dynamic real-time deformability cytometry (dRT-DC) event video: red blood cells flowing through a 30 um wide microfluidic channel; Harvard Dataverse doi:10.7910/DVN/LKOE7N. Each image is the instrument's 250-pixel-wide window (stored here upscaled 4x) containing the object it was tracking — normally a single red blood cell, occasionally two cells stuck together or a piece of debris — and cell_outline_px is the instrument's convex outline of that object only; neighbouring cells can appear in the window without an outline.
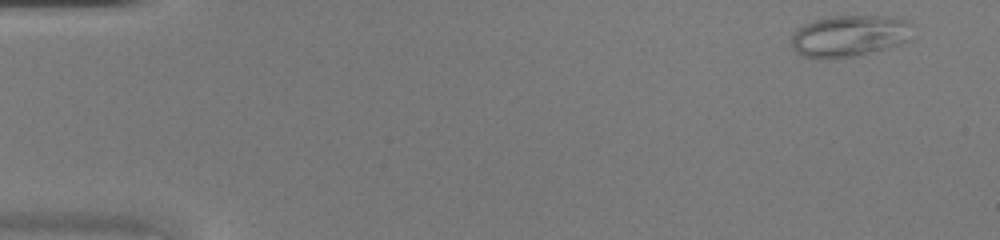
{"species": "common noctule bat (a hibernating species)", "species_latin": "Nyctalus noctula", "temperature_condition": "warm", "stored_images_in_passage": 46, "camera_frame_rate_fps": 3000, "um_per_image_px": 0.085, "animal": {"sex": "female", "body_mass_g": 20.0, "forearm_length_mm": 54.0}, "frame": {"image": 1, "passage_image": 2, "time_ms": 0.333, "image_size_px": [1000, 240], "cell_outline_px": [[912, 24], [908, 40], [900, 44], [876, 52], [828, 60], [816, 60], [804, 56], [796, 52], [792, 48], [792, 36], [796, 28], [812, 20], [828, 16], [892, 16], [908, 20]], "centroid_in_image_um": [72.17, 3.06], "position_along_channel_um": 12.8, "area_um2": 30.0}}
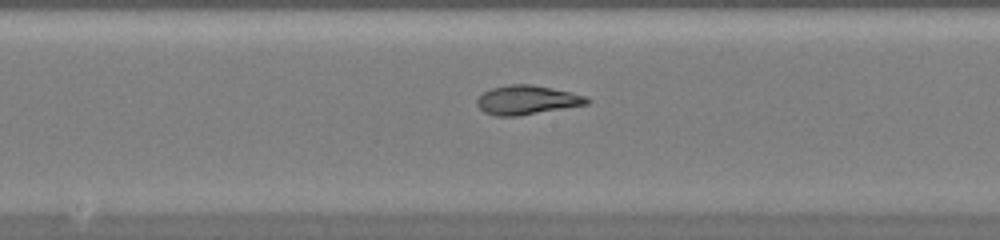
{"frame": {"image": 2, "passage_image": 24, "time_ms": 7.667, "image_size_px": [1000, 240], "cell_outline_px": [[592, 100], [588, 104], [516, 116], [496, 116], [484, 112], [476, 104], [476, 100], [484, 92], [492, 88], [508, 84], [532, 84], [552, 88], [584, 96]], "centroid_in_image_um": [44.76, 8.49], "position_along_channel_um": 203.4, "area_um2": 18.44}}
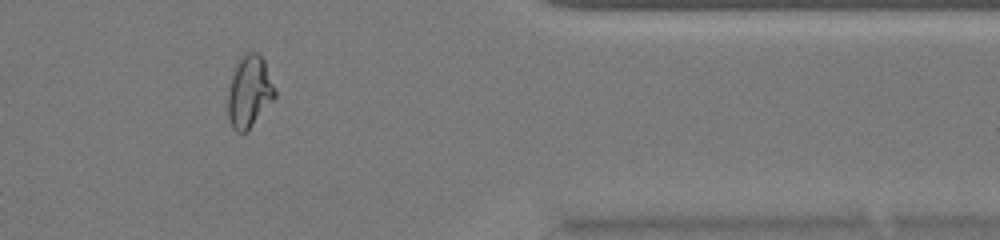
{"frame": {"image": 3, "passage_image": 38, "time_ms": 12.333, "image_size_px": [1000, 240], "cell_outline_px": [[276, 96], [252, 124], [244, 132], [236, 132], [232, 128], [228, 116], [228, 92], [232, 76], [236, 64], [248, 52], [256, 52], [264, 60], [276, 88]], "centroid_in_image_um": [21.2, 7.78], "position_along_channel_um": 390.2, "area_um2": 19.25}}